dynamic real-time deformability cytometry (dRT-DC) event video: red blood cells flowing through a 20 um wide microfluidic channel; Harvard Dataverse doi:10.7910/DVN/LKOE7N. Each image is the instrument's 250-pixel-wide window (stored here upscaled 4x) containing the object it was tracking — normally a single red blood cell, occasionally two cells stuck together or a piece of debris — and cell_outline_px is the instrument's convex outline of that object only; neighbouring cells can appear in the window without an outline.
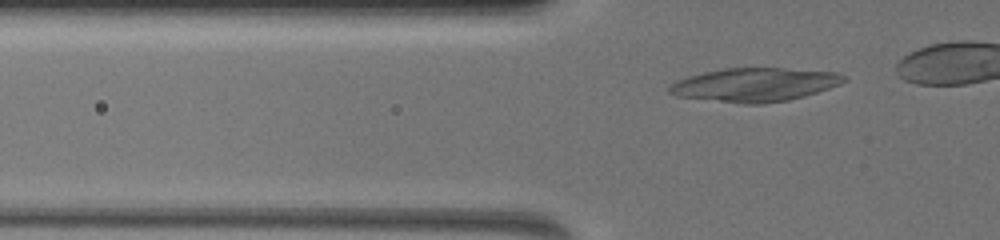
{"species": "common noctule bat (a hibernating species)", "species_latin": "Nyctalus noctula", "temperature_condition": "warm", "stored_images_in_passage": 34, "camera_frame_rate_fps": 3000, "um_per_image_px": 0.085, "animal": {"sex": "female", "body_mass_g": 19.5, "forearm_length_mm": 54.1}, "frame": {"image": 1, "passage_image": 5, "time_ms": 1.0, "image_size_px": [1000, 240], "cell_outline_px": [[848, 80], [840, 84], [804, 96], [788, 100], [760, 104], [744, 104], [676, 96], [668, 92], [668, 88], [676, 80], [688, 76], [704, 72], [724, 68], [784, 68], [836, 72], [848, 76]], "centroid_in_image_um": [64.16, 7.19], "position_along_channel_um": 61.6, "area_um2": 34.22}}
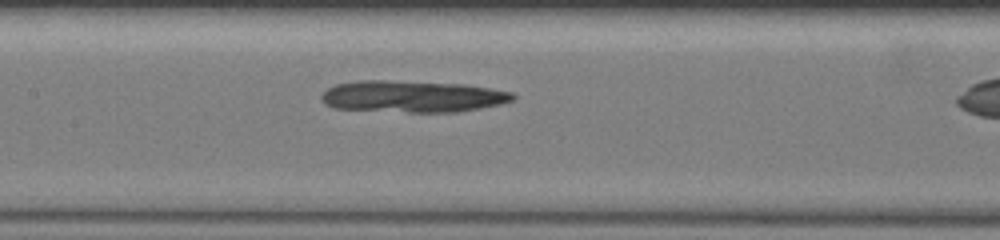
{"frame": {"image": 2, "passage_image": 18, "time_ms": 4.0, "image_size_px": [1000, 240], "cell_outline_px": [[516, 100], [500, 104], [460, 112], [408, 112], [336, 108], [324, 104], [320, 96], [328, 88], [336, 84], [356, 80], [388, 80], [468, 84], [492, 88], [512, 92], [516, 96]], "centroid_in_image_um": [35.1, 8.19], "position_along_channel_um": 172.3, "area_um2": 35.72}}
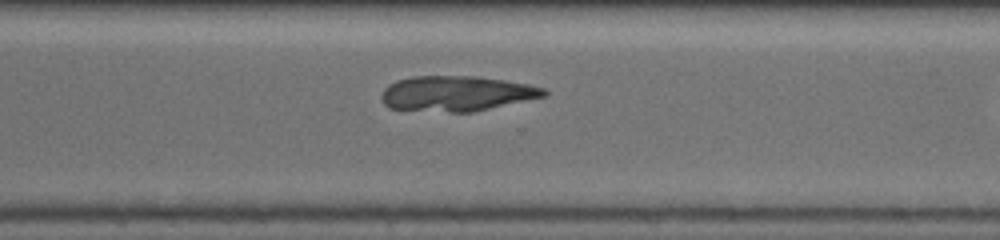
{"frame": {"image": 3, "passage_image": 31, "time_ms": 8.0, "image_size_px": [1000, 240], "cell_outline_px": [[548, 92], [544, 96], [472, 112], [448, 112], [388, 108], [384, 104], [380, 96], [384, 88], [388, 84], [396, 80], [412, 76], [476, 76], [504, 80], [528, 84], [544, 88]], "centroid_in_image_um": [38.75, 7.94], "position_along_channel_um": 331.8, "area_um2": 33.29}}